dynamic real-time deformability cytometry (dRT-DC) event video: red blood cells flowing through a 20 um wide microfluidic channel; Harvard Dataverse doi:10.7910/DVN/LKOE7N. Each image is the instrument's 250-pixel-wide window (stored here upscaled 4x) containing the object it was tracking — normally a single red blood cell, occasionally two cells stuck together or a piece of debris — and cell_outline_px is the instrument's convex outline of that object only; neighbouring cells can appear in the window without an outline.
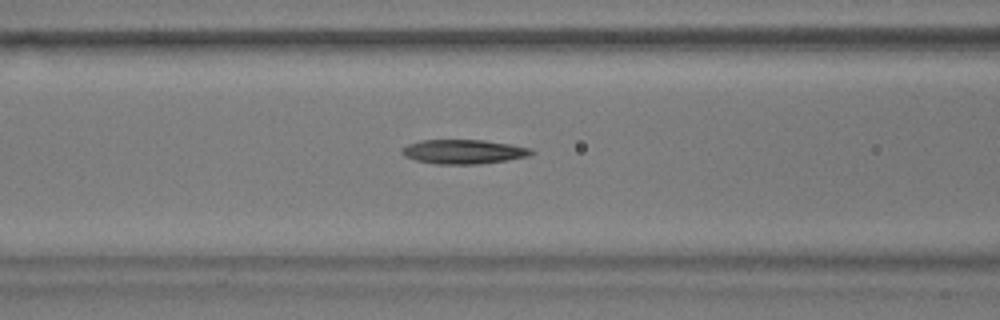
{"species": "common noctule bat (a hibernating species)", "species_latin": "Nyctalus noctula", "temperature_condition": "warm", "stored_images_in_passage": 40, "camera_frame_rate_fps": 3000, "um_per_image_px": 0.085, "animal": {"sex": "male", "body_mass_g": 17.9}, "frame": {"image": 1, "passage_image": 9, "time_ms": 2.667, "image_size_px": [1000, 320], "cell_outline_px": [[536, 152], [532, 156], [508, 160], [480, 164], [436, 164], [416, 160], [404, 156], [400, 152], [400, 148], [408, 144], [420, 140], [484, 140], [512, 144], [532, 148]], "centroid_in_image_um": [39.45, 12.89], "position_along_channel_um": 127.2, "area_um2": 18.67}}
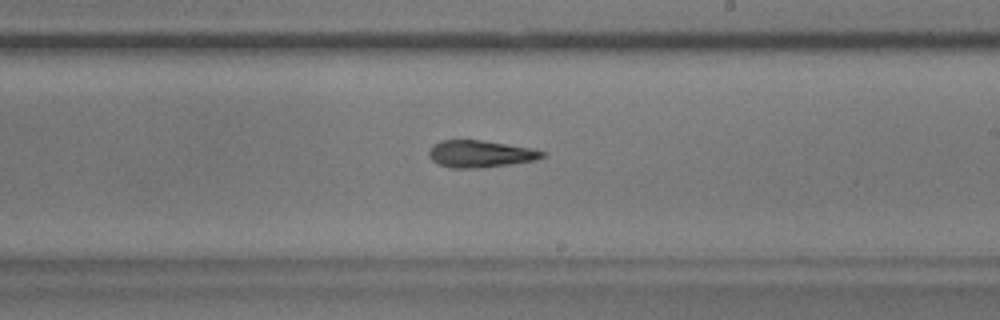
{"frame": {"image": 2, "passage_image": 19, "time_ms": 6.0, "image_size_px": [1000, 320], "cell_outline_px": [[544, 156], [536, 160], [508, 164], [476, 168], [452, 168], [440, 164], [432, 160], [428, 156], [428, 152], [432, 144], [440, 140], [484, 140], [532, 148], [544, 152]], "centroid_in_image_um": [40.79, 13.06], "position_along_channel_um": 248.2, "area_um2": 17.8}}
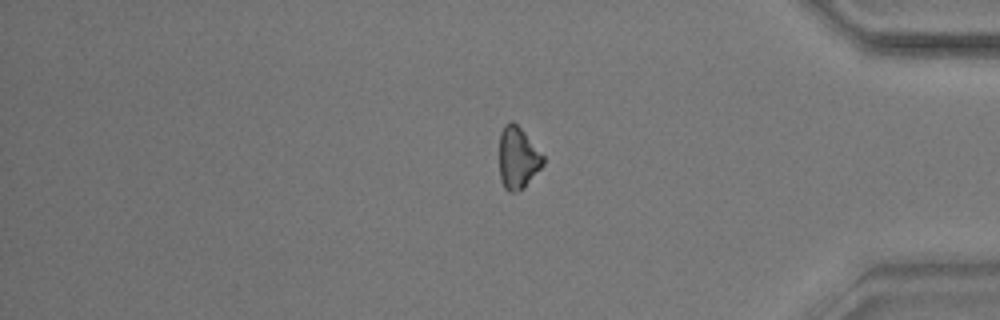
{"frame": {"image": 3, "passage_image": 33, "time_ms": 10.667, "image_size_px": [1000, 320], "cell_outline_px": [[544, 164], [524, 188], [512, 192], [508, 192], [504, 188], [500, 180], [500, 132], [504, 124], [508, 120], [512, 120], [524, 132], [544, 156]], "centroid_in_image_um": [44.0, 13.42], "position_along_channel_um": 391.2, "area_um2": 15.84}, "authors_computed_cell_mechanics": {"area_um2": 17.7157, "velocity_mm_per_s": 3.6364, "shape_relaxation_time_tau1_ms": null, "shape_relaxation_time_tau2_ms": 9.1908, "deformation_change_tau1": null, "deformation_change_tau2": 0.2533}}